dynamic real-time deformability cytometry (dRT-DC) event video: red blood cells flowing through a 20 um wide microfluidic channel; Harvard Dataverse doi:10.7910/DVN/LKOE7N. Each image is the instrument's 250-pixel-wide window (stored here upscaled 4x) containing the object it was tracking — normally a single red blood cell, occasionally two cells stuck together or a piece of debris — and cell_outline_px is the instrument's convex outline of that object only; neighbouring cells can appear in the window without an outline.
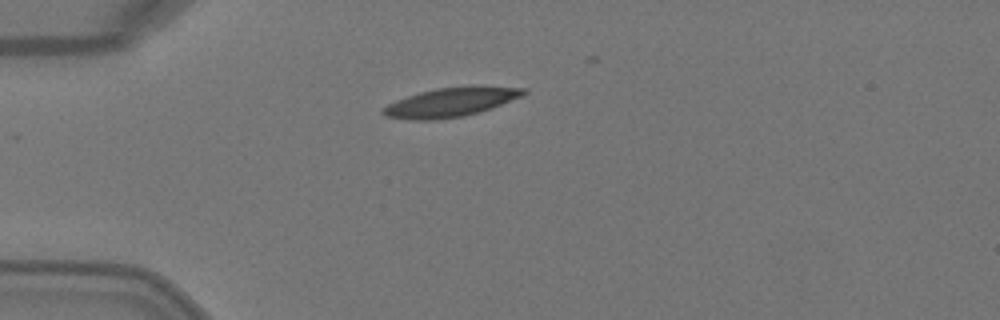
{"species": "Egyptian fruit bat (a non-hibernating species)", "species_latin": "Rousettus aegyptiacus", "temperature_condition": "warm", "stored_images_in_passage": 3, "camera_frame_rate_fps": 3000, "um_per_image_px": 0.085, "animal": {"sex": "female"}, "frame": {"image": 1, "passage_image": 1, "time_ms": 0.0, "image_size_px": [1000, 320], "cell_outline_px": [[528, 92], [520, 96], [480, 112], [464, 116], [436, 120], [408, 120], [384, 116], [380, 112], [380, 108], [396, 100], [420, 92], [436, 88], [472, 84], [480, 84], [528, 88]], "centroid_in_image_um": [38.32, 8.66], "position_along_channel_um": 46.7, "area_um2": 24.45}}